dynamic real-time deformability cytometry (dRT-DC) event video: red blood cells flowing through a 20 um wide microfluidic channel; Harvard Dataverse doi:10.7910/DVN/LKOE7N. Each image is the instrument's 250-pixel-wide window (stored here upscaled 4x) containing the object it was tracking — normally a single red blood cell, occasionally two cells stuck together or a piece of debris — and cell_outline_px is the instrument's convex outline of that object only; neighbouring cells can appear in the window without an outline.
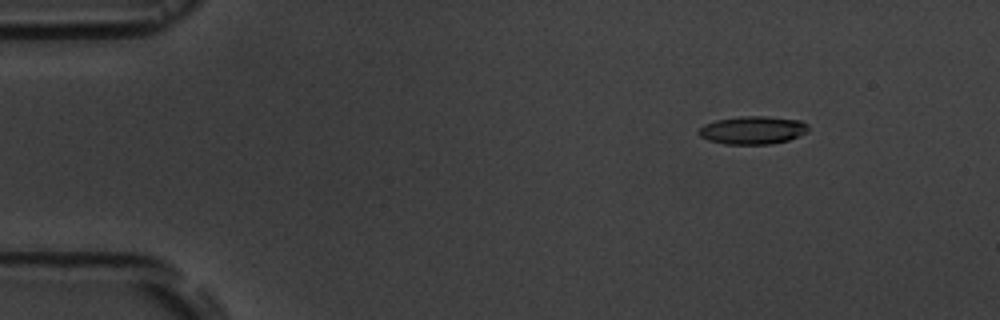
{"species": "common noctule bat (a hibernating species)", "species_latin": "Nyctalus noctula", "temperature_condition": "room temperature", "stored_images_in_passage": 5, "camera_frame_rate_fps": 3000, "um_per_image_px": 0.085, "animal": {"sex": "male", "body_mass_g": 19.5, "forearm_length_mm": 54.6}, "frame": {"image": 1, "passage_image": 2, "time_ms": 2.0, "image_size_px": [1000, 320], "cell_outline_px": [[808, 132], [788, 140], [772, 144], [724, 144], [708, 140], [700, 136], [696, 132], [704, 124], [716, 120], [740, 116], [768, 116], [800, 120], [808, 124]], "centroid_in_image_um": [63.98, 11.06], "position_along_channel_um": 21.0, "area_um2": 18.03}}
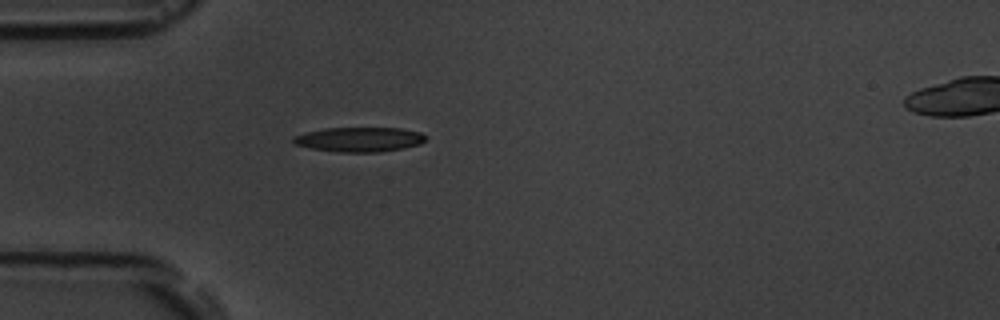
{"frame": {"image": 2, "passage_image": 4, "time_ms": 5.0, "image_size_px": [1000, 320], "cell_outline_px": [[428, 136], [420, 144], [404, 148], [380, 152], [340, 152], [312, 148], [292, 144], [292, 136], [324, 128], [400, 128], [420, 132]], "centroid_in_image_um": [30.55, 11.85], "position_along_channel_um": 54.5, "area_um2": 19.02}}